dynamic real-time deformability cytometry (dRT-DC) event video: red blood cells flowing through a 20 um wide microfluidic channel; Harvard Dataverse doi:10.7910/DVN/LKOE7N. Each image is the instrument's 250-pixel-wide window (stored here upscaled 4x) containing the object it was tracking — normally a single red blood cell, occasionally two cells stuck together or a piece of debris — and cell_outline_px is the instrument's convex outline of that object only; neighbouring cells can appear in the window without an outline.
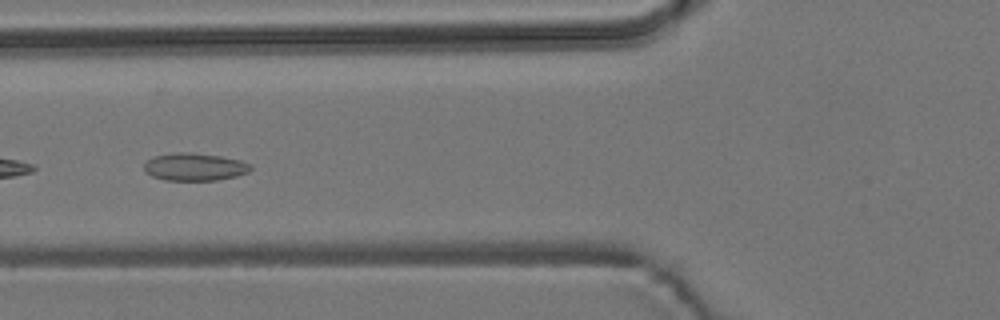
{"species": "common noctule bat (a hibernating species)", "species_latin": "Nyctalus noctula", "temperature_condition": "room temperature", "stored_images_in_passage": 7, "camera_frame_rate_fps": 3000, "um_per_image_px": 0.085, "animal": {"sex": "male", "body_mass_g": 19.2, "forearm_length_mm": 51.8}, "frame": {"image": 1, "passage_image": 5, "time_ms": 5.333, "image_size_px": [1000, 320], "cell_outline_px": [[252, 168], [248, 172], [236, 176], [216, 180], [164, 180], [152, 176], [144, 172], [144, 164], [148, 160], [156, 156], [176, 152], [192, 152], [220, 156], [240, 160], [252, 164]], "centroid_in_image_um": [16.55, 14.18], "position_along_channel_um": 109.3, "area_um2": 17.17}}
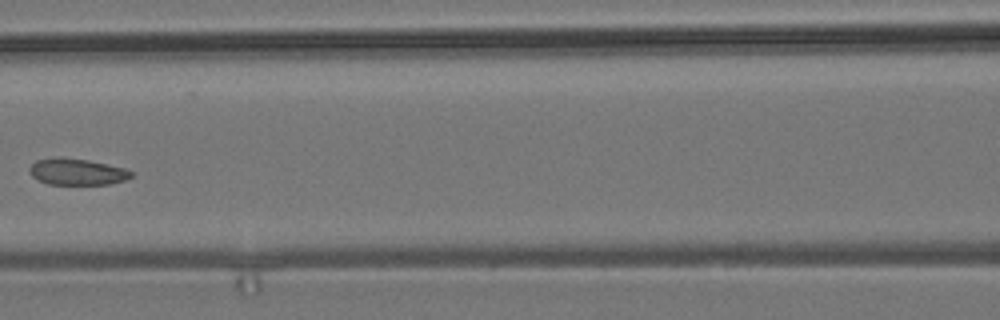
{"frame": {"image": 2, "passage_image": 6, "time_ms": 6.667, "image_size_px": [1000, 320], "cell_outline_px": [[136, 172], [132, 176], [124, 180], [112, 184], [48, 184], [32, 176], [28, 172], [28, 168], [36, 160], [60, 156], [88, 160], [124, 168]], "centroid_in_image_um": [6.55, 14.59], "position_along_channel_um": 160.1, "area_um2": 15.78}}
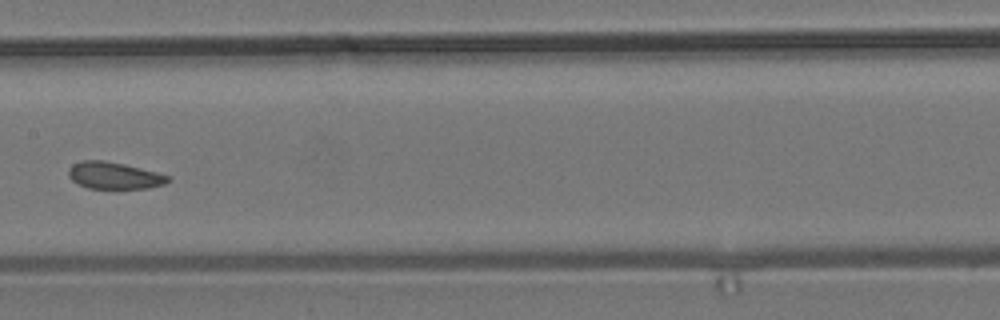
{"frame": {"image": 3, "passage_image": 7, "time_ms": 7.667, "image_size_px": [1000, 320], "cell_outline_px": [[168, 180], [164, 184], [148, 188], [116, 192], [88, 188], [72, 180], [68, 176], [68, 168], [72, 164], [80, 160], [104, 160], [124, 164], [156, 172], [168, 176]], "centroid_in_image_um": [9.66, 14.97], "position_along_channel_um": 197.7, "area_um2": 16.3}}